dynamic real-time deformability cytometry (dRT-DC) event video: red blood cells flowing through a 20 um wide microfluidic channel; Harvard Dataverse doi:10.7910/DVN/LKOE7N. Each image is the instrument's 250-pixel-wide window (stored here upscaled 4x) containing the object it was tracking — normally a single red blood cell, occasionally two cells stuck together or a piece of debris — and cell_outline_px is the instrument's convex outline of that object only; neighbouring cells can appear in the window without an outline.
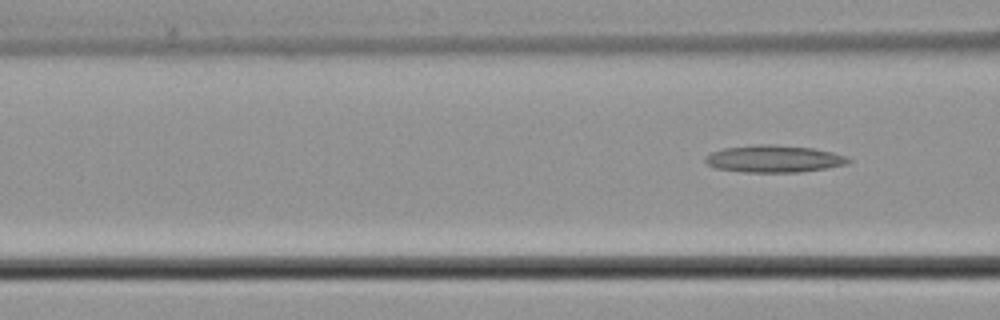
{"species": "common noctule bat (a hibernating species)", "species_latin": "Nyctalus noctula", "temperature_condition": "cold", "stored_images_in_passage": 7, "segment_of_instrument_passage": [2, 2], "camera_frame_rate_fps": 3000, "um_per_image_px": 0.085, "animal": {"sex": "male", "body_mass_g": 21.5, "forearm_length_mm": 52.0}, "frame": {"image": 1, "passage_image": 7, "time_ms": 8.667, "image_size_px": [1000, 320], "cell_outline_px": [[852, 160], [848, 164], [828, 168], [800, 172], [744, 172], [716, 168], [708, 164], [704, 160], [712, 152], [724, 148], [756, 144], [764, 144], [812, 148], [832, 152], [844, 156]], "centroid_in_image_um": [65.81, 13.51], "position_along_channel_um": 100.8, "area_um2": 22.43}}